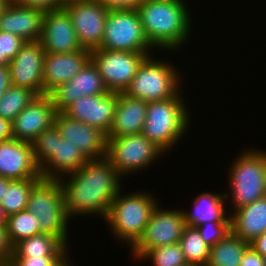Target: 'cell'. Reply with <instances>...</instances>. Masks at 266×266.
<instances>
[{
	"mask_svg": "<svg viewBox=\"0 0 266 266\" xmlns=\"http://www.w3.org/2000/svg\"><path fill=\"white\" fill-rule=\"evenodd\" d=\"M36 96L27 88L11 85L0 99V117L11 122Z\"/></svg>",
	"mask_w": 266,
	"mask_h": 266,
	"instance_id": "31",
	"label": "cell"
},
{
	"mask_svg": "<svg viewBox=\"0 0 266 266\" xmlns=\"http://www.w3.org/2000/svg\"><path fill=\"white\" fill-rule=\"evenodd\" d=\"M45 12L10 0L0 13V31L16 34L25 41H39Z\"/></svg>",
	"mask_w": 266,
	"mask_h": 266,
	"instance_id": "21",
	"label": "cell"
},
{
	"mask_svg": "<svg viewBox=\"0 0 266 266\" xmlns=\"http://www.w3.org/2000/svg\"><path fill=\"white\" fill-rule=\"evenodd\" d=\"M45 53L40 41H26L8 64L11 85L27 88L37 96L44 95Z\"/></svg>",
	"mask_w": 266,
	"mask_h": 266,
	"instance_id": "13",
	"label": "cell"
},
{
	"mask_svg": "<svg viewBox=\"0 0 266 266\" xmlns=\"http://www.w3.org/2000/svg\"><path fill=\"white\" fill-rule=\"evenodd\" d=\"M10 0H0V13L2 12V10L4 9V7L6 6V4L9 2Z\"/></svg>",
	"mask_w": 266,
	"mask_h": 266,
	"instance_id": "48",
	"label": "cell"
},
{
	"mask_svg": "<svg viewBox=\"0 0 266 266\" xmlns=\"http://www.w3.org/2000/svg\"><path fill=\"white\" fill-rule=\"evenodd\" d=\"M164 60L148 56L124 93L147 103L174 97L183 87L182 74L178 73V66Z\"/></svg>",
	"mask_w": 266,
	"mask_h": 266,
	"instance_id": "6",
	"label": "cell"
},
{
	"mask_svg": "<svg viewBox=\"0 0 266 266\" xmlns=\"http://www.w3.org/2000/svg\"><path fill=\"white\" fill-rule=\"evenodd\" d=\"M12 139L11 122L0 117V143Z\"/></svg>",
	"mask_w": 266,
	"mask_h": 266,
	"instance_id": "43",
	"label": "cell"
},
{
	"mask_svg": "<svg viewBox=\"0 0 266 266\" xmlns=\"http://www.w3.org/2000/svg\"><path fill=\"white\" fill-rule=\"evenodd\" d=\"M147 102L118 93L113 122L107 138L142 133L146 120Z\"/></svg>",
	"mask_w": 266,
	"mask_h": 266,
	"instance_id": "23",
	"label": "cell"
},
{
	"mask_svg": "<svg viewBox=\"0 0 266 266\" xmlns=\"http://www.w3.org/2000/svg\"><path fill=\"white\" fill-rule=\"evenodd\" d=\"M39 41L48 53H71L82 49L70 16L63 7L45 12Z\"/></svg>",
	"mask_w": 266,
	"mask_h": 266,
	"instance_id": "17",
	"label": "cell"
},
{
	"mask_svg": "<svg viewBox=\"0 0 266 266\" xmlns=\"http://www.w3.org/2000/svg\"><path fill=\"white\" fill-rule=\"evenodd\" d=\"M11 86L8 66H0V99Z\"/></svg>",
	"mask_w": 266,
	"mask_h": 266,
	"instance_id": "41",
	"label": "cell"
},
{
	"mask_svg": "<svg viewBox=\"0 0 266 266\" xmlns=\"http://www.w3.org/2000/svg\"><path fill=\"white\" fill-rule=\"evenodd\" d=\"M193 199L192 209H182L186 226L195 228L205 222H231L230 213L226 210L228 207L225 206V194L205 191Z\"/></svg>",
	"mask_w": 266,
	"mask_h": 266,
	"instance_id": "24",
	"label": "cell"
},
{
	"mask_svg": "<svg viewBox=\"0 0 266 266\" xmlns=\"http://www.w3.org/2000/svg\"><path fill=\"white\" fill-rule=\"evenodd\" d=\"M109 11L111 10H136L144 0H98Z\"/></svg>",
	"mask_w": 266,
	"mask_h": 266,
	"instance_id": "39",
	"label": "cell"
},
{
	"mask_svg": "<svg viewBox=\"0 0 266 266\" xmlns=\"http://www.w3.org/2000/svg\"><path fill=\"white\" fill-rule=\"evenodd\" d=\"M57 110L50 95L36 96L12 121V139L31 143L54 125Z\"/></svg>",
	"mask_w": 266,
	"mask_h": 266,
	"instance_id": "15",
	"label": "cell"
},
{
	"mask_svg": "<svg viewBox=\"0 0 266 266\" xmlns=\"http://www.w3.org/2000/svg\"><path fill=\"white\" fill-rule=\"evenodd\" d=\"M249 246L248 242L231 232L211 246L206 266H240L242 256Z\"/></svg>",
	"mask_w": 266,
	"mask_h": 266,
	"instance_id": "27",
	"label": "cell"
},
{
	"mask_svg": "<svg viewBox=\"0 0 266 266\" xmlns=\"http://www.w3.org/2000/svg\"><path fill=\"white\" fill-rule=\"evenodd\" d=\"M231 211V232L234 235L250 243L266 232V196Z\"/></svg>",
	"mask_w": 266,
	"mask_h": 266,
	"instance_id": "25",
	"label": "cell"
},
{
	"mask_svg": "<svg viewBox=\"0 0 266 266\" xmlns=\"http://www.w3.org/2000/svg\"><path fill=\"white\" fill-rule=\"evenodd\" d=\"M68 249L61 255L59 256L52 264L51 266H73L72 260H70V255ZM71 262V263H70Z\"/></svg>",
	"mask_w": 266,
	"mask_h": 266,
	"instance_id": "44",
	"label": "cell"
},
{
	"mask_svg": "<svg viewBox=\"0 0 266 266\" xmlns=\"http://www.w3.org/2000/svg\"><path fill=\"white\" fill-rule=\"evenodd\" d=\"M108 92L98 68L90 59L74 78L58 86L49 95L57 112H62L80 97Z\"/></svg>",
	"mask_w": 266,
	"mask_h": 266,
	"instance_id": "18",
	"label": "cell"
},
{
	"mask_svg": "<svg viewBox=\"0 0 266 266\" xmlns=\"http://www.w3.org/2000/svg\"><path fill=\"white\" fill-rule=\"evenodd\" d=\"M25 40L16 34L0 31L1 57L11 61L25 44Z\"/></svg>",
	"mask_w": 266,
	"mask_h": 266,
	"instance_id": "35",
	"label": "cell"
},
{
	"mask_svg": "<svg viewBox=\"0 0 266 266\" xmlns=\"http://www.w3.org/2000/svg\"><path fill=\"white\" fill-rule=\"evenodd\" d=\"M5 227L13 246L40 233L39 219L27 209L8 216Z\"/></svg>",
	"mask_w": 266,
	"mask_h": 266,
	"instance_id": "30",
	"label": "cell"
},
{
	"mask_svg": "<svg viewBox=\"0 0 266 266\" xmlns=\"http://www.w3.org/2000/svg\"><path fill=\"white\" fill-rule=\"evenodd\" d=\"M249 244L256 252L266 258V232L256 237Z\"/></svg>",
	"mask_w": 266,
	"mask_h": 266,
	"instance_id": "42",
	"label": "cell"
},
{
	"mask_svg": "<svg viewBox=\"0 0 266 266\" xmlns=\"http://www.w3.org/2000/svg\"><path fill=\"white\" fill-rule=\"evenodd\" d=\"M185 0H144L136 9L150 45L176 51L190 41L193 23Z\"/></svg>",
	"mask_w": 266,
	"mask_h": 266,
	"instance_id": "2",
	"label": "cell"
},
{
	"mask_svg": "<svg viewBox=\"0 0 266 266\" xmlns=\"http://www.w3.org/2000/svg\"><path fill=\"white\" fill-rule=\"evenodd\" d=\"M240 266H266V258L249 246L242 256Z\"/></svg>",
	"mask_w": 266,
	"mask_h": 266,
	"instance_id": "40",
	"label": "cell"
},
{
	"mask_svg": "<svg viewBox=\"0 0 266 266\" xmlns=\"http://www.w3.org/2000/svg\"><path fill=\"white\" fill-rule=\"evenodd\" d=\"M7 218H8V216H7L4 208L0 205V226L6 225Z\"/></svg>",
	"mask_w": 266,
	"mask_h": 266,
	"instance_id": "46",
	"label": "cell"
},
{
	"mask_svg": "<svg viewBox=\"0 0 266 266\" xmlns=\"http://www.w3.org/2000/svg\"><path fill=\"white\" fill-rule=\"evenodd\" d=\"M9 60L6 57H1V48H0V66H8Z\"/></svg>",
	"mask_w": 266,
	"mask_h": 266,
	"instance_id": "47",
	"label": "cell"
},
{
	"mask_svg": "<svg viewBox=\"0 0 266 266\" xmlns=\"http://www.w3.org/2000/svg\"><path fill=\"white\" fill-rule=\"evenodd\" d=\"M195 228L209 246H214L231 233V222H205Z\"/></svg>",
	"mask_w": 266,
	"mask_h": 266,
	"instance_id": "34",
	"label": "cell"
},
{
	"mask_svg": "<svg viewBox=\"0 0 266 266\" xmlns=\"http://www.w3.org/2000/svg\"><path fill=\"white\" fill-rule=\"evenodd\" d=\"M33 158L40 166L55 150L56 146V126L42 131L32 142Z\"/></svg>",
	"mask_w": 266,
	"mask_h": 266,
	"instance_id": "33",
	"label": "cell"
},
{
	"mask_svg": "<svg viewBox=\"0 0 266 266\" xmlns=\"http://www.w3.org/2000/svg\"><path fill=\"white\" fill-rule=\"evenodd\" d=\"M0 176L10 180L42 179L31 143L15 139L0 143Z\"/></svg>",
	"mask_w": 266,
	"mask_h": 266,
	"instance_id": "19",
	"label": "cell"
},
{
	"mask_svg": "<svg viewBox=\"0 0 266 266\" xmlns=\"http://www.w3.org/2000/svg\"><path fill=\"white\" fill-rule=\"evenodd\" d=\"M67 249L58 237L39 233L16 243L11 257L61 256Z\"/></svg>",
	"mask_w": 266,
	"mask_h": 266,
	"instance_id": "26",
	"label": "cell"
},
{
	"mask_svg": "<svg viewBox=\"0 0 266 266\" xmlns=\"http://www.w3.org/2000/svg\"><path fill=\"white\" fill-rule=\"evenodd\" d=\"M228 169L229 179L225 199H231L232 209L250 205L266 196V149L243 148Z\"/></svg>",
	"mask_w": 266,
	"mask_h": 266,
	"instance_id": "5",
	"label": "cell"
},
{
	"mask_svg": "<svg viewBox=\"0 0 266 266\" xmlns=\"http://www.w3.org/2000/svg\"><path fill=\"white\" fill-rule=\"evenodd\" d=\"M101 49L153 53L137 10H111L106 17Z\"/></svg>",
	"mask_w": 266,
	"mask_h": 266,
	"instance_id": "9",
	"label": "cell"
},
{
	"mask_svg": "<svg viewBox=\"0 0 266 266\" xmlns=\"http://www.w3.org/2000/svg\"><path fill=\"white\" fill-rule=\"evenodd\" d=\"M54 125L62 138L79 149L88 159H101L106 155L107 135L95 127L58 112Z\"/></svg>",
	"mask_w": 266,
	"mask_h": 266,
	"instance_id": "16",
	"label": "cell"
},
{
	"mask_svg": "<svg viewBox=\"0 0 266 266\" xmlns=\"http://www.w3.org/2000/svg\"><path fill=\"white\" fill-rule=\"evenodd\" d=\"M154 53H137L97 48L91 51V60L109 92H125L142 62Z\"/></svg>",
	"mask_w": 266,
	"mask_h": 266,
	"instance_id": "10",
	"label": "cell"
},
{
	"mask_svg": "<svg viewBox=\"0 0 266 266\" xmlns=\"http://www.w3.org/2000/svg\"><path fill=\"white\" fill-rule=\"evenodd\" d=\"M91 59V51L81 49L71 53H45L43 60L44 95L74 78Z\"/></svg>",
	"mask_w": 266,
	"mask_h": 266,
	"instance_id": "20",
	"label": "cell"
},
{
	"mask_svg": "<svg viewBox=\"0 0 266 266\" xmlns=\"http://www.w3.org/2000/svg\"><path fill=\"white\" fill-rule=\"evenodd\" d=\"M88 159L72 145L62 138L56 127V146L53 153L39 166L42 179L58 180L65 175L77 171Z\"/></svg>",
	"mask_w": 266,
	"mask_h": 266,
	"instance_id": "22",
	"label": "cell"
},
{
	"mask_svg": "<svg viewBox=\"0 0 266 266\" xmlns=\"http://www.w3.org/2000/svg\"><path fill=\"white\" fill-rule=\"evenodd\" d=\"M63 8L81 47L90 51L100 48L109 10L98 0H68Z\"/></svg>",
	"mask_w": 266,
	"mask_h": 266,
	"instance_id": "12",
	"label": "cell"
},
{
	"mask_svg": "<svg viewBox=\"0 0 266 266\" xmlns=\"http://www.w3.org/2000/svg\"><path fill=\"white\" fill-rule=\"evenodd\" d=\"M182 266H196V265L186 263V264H184V265H182Z\"/></svg>",
	"mask_w": 266,
	"mask_h": 266,
	"instance_id": "49",
	"label": "cell"
},
{
	"mask_svg": "<svg viewBox=\"0 0 266 266\" xmlns=\"http://www.w3.org/2000/svg\"><path fill=\"white\" fill-rule=\"evenodd\" d=\"M9 181L10 179L0 176V203L4 197L3 194H5Z\"/></svg>",
	"mask_w": 266,
	"mask_h": 266,
	"instance_id": "45",
	"label": "cell"
},
{
	"mask_svg": "<svg viewBox=\"0 0 266 266\" xmlns=\"http://www.w3.org/2000/svg\"><path fill=\"white\" fill-rule=\"evenodd\" d=\"M122 179L105 157L88 160L77 171L58 179L68 218L99 215L104 221L115 196L122 190Z\"/></svg>",
	"mask_w": 266,
	"mask_h": 266,
	"instance_id": "1",
	"label": "cell"
},
{
	"mask_svg": "<svg viewBox=\"0 0 266 266\" xmlns=\"http://www.w3.org/2000/svg\"><path fill=\"white\" fill-rule=\"evenodd\" d=\"M136 260L151 261L152 266H182L187 263L179 243L145 250Z\"/></svg>",
	"mask_w": 266,
	"mask_h": 266,
	"instance_id": "32",
	"label": "cell"
},
{
	"mask_svg": "<svg viewBox=\"0 0 266 266\" xmlns=\"http://www.w3.org/2000/svg\"><path fill=\"white\" fill-rule=\"evenodd\" d=\"M13 253V245L10 242L5 226H0V266H8Z\"/></svg>",
	"mask_w": 266,
	"mask_h": 266,
	"instance_id": "37",
	"label": "cell"
},
{
	"mask_svg": "<svg viewBox=\"0 0 266 266\" xmlns=\"http://www.w3.org/2000/svg\"><path fill=\"white\" fill-rule=\"evenodd\" d=\"M165 154L142 133L107 138L105 158L125 178L155 164ZM125 175V176H124Z\"/></svg>",
	"mask_w": 266,
	"mask_h": 266,
	"instance_id": "8",
	"label": "cell"
},
{
	"mask_svg": "<svg viewBox=\"0 0 266 266\" xmlns=\"http://www.w3.org/2000/svg\"><path fill=\"white\" fill-rule=\"evenodd\" d=\"M59 256L11 257L8 266H51Z\"/></svg>",
	"mask_w": 266,
	"mask_h": 266,
	"instance_id": "36",
	"label": "cell"
},
{
	"mask_svg": "<svg viewBox=\"0 0 266 266\" xmlns=\"http://www.w3.org/2000/svg\"><path fill=\"white\" fill-rule=\"evenodd\" d=\"M183 97L185 96L180 90L170 99L147 103L142 134L165 154L170 153V150L182 141V137H185L190 128L191 109L189 110Z\"/></svg>",
	"mask_w": 266,
	"mask_h": 266,
	"instance_id": "4",
	"label": "cell"
},
{
	"mask_svg": "<svg viewBox=\"0 0 266 266\" xmlns=\"http://www.w3.org/2000/svg\"><path fill=\"white\" fill-rule=\"evenodd\" d=\"M41 179L10 180L0 205L7 216L26 210L30 192Z\"/></svg>",
	"mask_w": 266,
	"mask_h": 266,
	"instance_id": "28",
	"label": "cell"
},
{
	"mask_svg": "<svg viewBox=\"0 0 266 266\" xmlns=\"http://www.w3.org/2000/svg\"><path fill=\"white\" fill-rule=\"evenodd\" d=\"M118 93L108 92L87 95L69 104L62 113L69 118L84 122L108 135L115 113Z\"/></svg>",
	"mask_w": 266,
	"mask_h": 266,
	"instance_id": "14",
	"label": "cell"
},
{
	"mask_svg": "<svg viewBox=\"0 0 266 266\" xmlns=\"http://www.w3.org/2000/svg\"><path fill=\"white\" fill-rule=\"evenodd\" d=\"M18 5L35 7L45 11L62 8L68 0H12Z\"/></svg>",
	"mask_w": 266,
	"mask_h": 266,
	"instance_id": "38",
	"label": "cell"
},
{
	"mask_svg": "<svg viewBox=\"0 0 266 266\" xmlns=\"http://www.w3.org/2000/svg\"><path fill=\"white\" fill-rule=\"evenodd\" d=\"M123 191L115 196L104 222H107L114 238L124 242L130 250L142 237L159 201L149 190H137L129 194Z\"/></svg>",
	"mask_w": 266,
	"mask_h": 266,
	"instance_id": "3",
	"label": "cell"
},
{
	"mask_svg": "<svg viewBox=\"0 0 266 266\" xmlns=\"http://www.w3.org/2000/svg\"><path fill=\"white\" fill-rule=\"evenodd\" d=\"M39 219L40 233L58 237L68 248L70 232L59 180L41 179L29 195L27 208Z\"/></svg>",
	"mask_w": 266,
	"mask_h": 266,
	"instance_id": "7",
	"label": "cell"
},
{
	"mask_svg": "<svg viewBox=\"0 0 266 266\" xmlns=\"http://www.w3.org/2000/svg\"><path fill=\"white\" fill-rule=\"evenodd\" d=\"M186 223L181 209H166L157 204L139 241L130 249L133 261L145 251L179 243ZM135 259V260H134Z\"/></svg>",
	"mask_w": 266,
	"mask_h": 266,
	"instance_id": "11",
	"label": "cell"
},
{
	"mask_svg": "<svg viewBox=\"0 0 266 266\" xmlns=\"http://www.w3.org/2000/svg\"><path fill=\"white\" fill-rule=\"evenodd\" d=\"M179 244L187 263L196 266H206L208 264L211 246L201 238L196 228L186 226Z\"/></svg>",
	"mask_w": 266,
	"mask_h": 266,
	"instance_id": "29",
	"label": "cell"
}]
</instances>
